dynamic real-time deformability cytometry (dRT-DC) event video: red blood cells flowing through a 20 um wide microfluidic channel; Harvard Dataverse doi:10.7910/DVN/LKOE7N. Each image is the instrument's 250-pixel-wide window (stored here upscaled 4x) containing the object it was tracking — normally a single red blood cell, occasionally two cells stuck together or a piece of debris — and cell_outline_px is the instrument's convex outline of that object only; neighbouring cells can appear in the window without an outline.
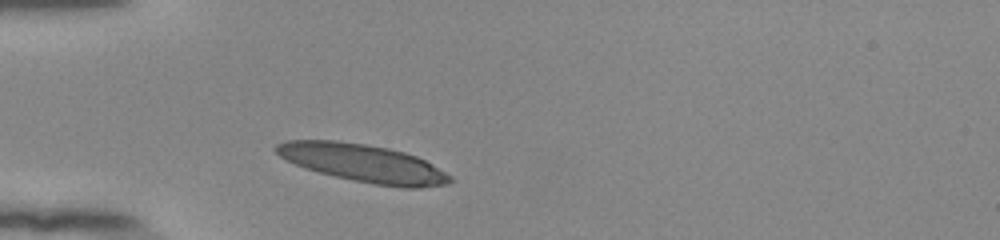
{"species": "human", "species_latin": "Homo sapiens", "temperature_condition": "room temperature", "stored_images_in_passage": 31, "camera_frame_rate_fps": 3000, "um_per_image_px": 0.085, "donor": {"sex": "female"}, "frame": {"image": 1, "passage_image": 1, "time_ms": 0.0, "image_size_px": [1000, 240], "cell_outline_px": [[452, 180], [448, 184], [420, 188], [404, 188], [372, 184], [352, 180], [304, 168], [280, 156], [272, 148], [276, 144], [288, 140], [336, 140], [364, 144], [388, 148], [404, 152], [416, 156], [432, 164], [452, 176]], "centroid_in_image_um": [30.88, 13.87], "position_along_channel_um": 54.1, "area_um2": 38.26}}
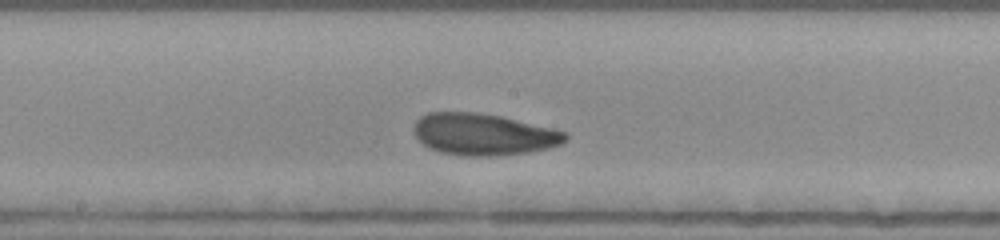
{"frame": {"image": 2, "passage_image": 14, "time_ms": 4.333, "image_size_px": [1000, 240], "cell_outline_px": [[568, 140], [560, 144], [548, 148], [528, 152], [496, 156], [464, 156], [440, 152], [424, 144], [412, 132], [412, 128], [416, 120], [420, 116], [428, 112], [476, 112], [500, 116], [552, 128], [568, 132]], "centroid_in_image_um": [41.09, 11.42], "position_along_channel_um": 207.1, "area_um2": 36.93}}
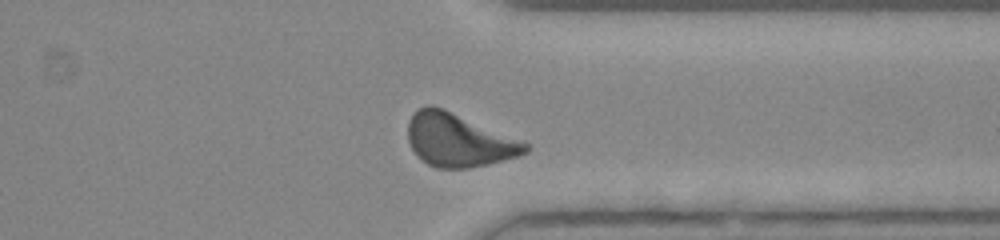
{"frame": {"image": 3, "passage_image": 27, "time_ms": 8.667, "image_size_px": [1000, 240], "cell_outline_px": [[532, 148], [528, 152], [520, 156], [488, 164], [468, 168], [436, 168], [428, 164], [416, 156], [408, 140], [408, 120], [416, 108], [428, 104], [432, 104], [444, 108], [524, 140], [532, 144]], "centroid_in_image_um": [39.03, 11.89], "position_along_channel_um": 372.4, "area_um2": 37.22}, "authors_computed_cell_mechanics": {"area_um2": 36.0094, "velocity_mm_per_s": 3.8214, "shape_relaxation_time_tau1_ms": 3.8458, "shape_relaxation_time_tau2_ms": 1.5738, "deformation_change_tau1": 0.1559, "deformation_change_tau2": 0.0806}}